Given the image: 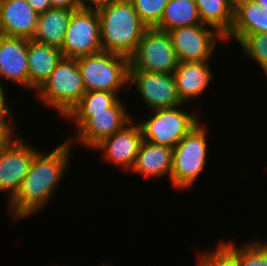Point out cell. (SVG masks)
<instances>
[{
  "label": "cell",
  "instance_id": "obj_1",
  "mask_svg": "<svg viewBox=\"0 0 267 266\" xmlns=\"http://www.w3.org/2000/svg\"><path fill=\"white\" fill-rule=\"evenodd\" d=\"M72 144L67 139L51 152L38 150L16 195L8 202L14 220L40 212L51 201L70 164ZM19 219V220H18Z\"/></svg>",
  "mask_w": 267,
  "mask_h": 266
},
{
  "label": "cell",
  "instance_id": "obj_2",
  "mask_svg": "<svg viewBox=\"0 0 267 266\" xmlns=\"http://www.w3.org/2000/svg\"><path fill=\"white\" fill-rule=\"evenodd\" d=\"M102 50L130 58L148 28L130 0H113L97 9Z\"/></svg>",
  "mask_w": 267,
  "mask_h": 266
},
{
  "label": "cell",
  "instance_id": "obj_3",
  "mask_svg": "<svg viewBox=\"0 0 267 266\" xmlns=\"http://www.w3.org/2000/svg\"><path fill=\"white\" fill-rule=\"evenodd\" d=\"M85 92L77 59L63 57L36 91V96L64 118L80 102Z\"/></svg>",
  "mask_w": 267,
  "mask_h": 266
},
{
  "label": "cell",
  "instance_id": "obj_4",
  "mask_svg": "<svg viewBox=\"0 0 267 266\" xmlns=\"http://www.w3.org/2000/svg\"><path fill=\"white\" fill-rule=\"evenodd\" d=\"M205 127V128H204ZM206 126L197 124L173 148L170 182L173 188L189 190L194 186L207 163Z\"/></svg>",
  "mask_w": 267,
  "mask_h": 266
},
{
  "label": "cell",
  "instance_id": "obj_5",
  "mask_svg": "<svg viewBox=\"0 0 267 266\" xmlns=\"http://www.w3.org/2000/svg\"><path fill=\"white\" fill-rule=\"evenodd\" d=\"M77 62L86 92L109 91L118 95L119 89H129V58L101 51L80 57Z\"/></svg>",
  "mask_w": 267,
  "mask_h": 266
},
{
  "label": "cell",
  "instance_id": "obj_6",
  "mask_svg": "<svg viewBox=\"0 0 267 266\" xmlns=\"http://www.w3.org/2000/svg\"><path fill=\"white\" fill-rule=\"evenodd\" d=\"M125 105L120 98L106 112L69 113L65 118L74 122L72 123L74 127L76 125V134L72 135V138H68L72 146L74 143L82 144L90 151L105 138L122 130L133 120Z\"/></svg>",
  "mask_w": 267,
  "mask_h": 266
},
{
  "label": "cell",
  "instance_id": "obj_7",
  "mask_svg": "<svg viewBox=\"0 0 267 266\" xmlns=\"http://www.w3.org/2000/svg\"><path fill=\"white\" fill-rule=\"evenodd\" d=\"M181 106L184 105L152 110L151 118L143 120V122L138 121L143 140L174 148L186 134L200 123L197 116L199 113L196 109L189 114Z\"/></svg>",
  "mask_w": 267,
  "mask_h": 266
},
{
  "label": "cell",
  "instance_id": "obj_8",
  "mask_svg": "<svg viewBox=\"0 0 267 266\" xmlns=\"http://www.w3.org/2000/svg\"><path fill=\"white\" fill-rule=\"evenodd\" d=\"M178 63L168 32L154 27L145 30L129 58V70L173 74Z\"/></svg>",
  "mask_w": 267,
  "mask_h": 266
},
{
  "label": "cell",
  "instance_id": "obj_9",
  "mask_svg": "<svg viewBox=\"0 0 267 266\" xmlns=\"http://www.w3.org/2000/svg\"><path fill=\"white\" fill-rule=\"evenodd\" d=\"M60 50L64 57L73 59L103 51L97 9L81 8L72 12Z\"/></svg>",
  "mask_w": 267,
  "mask_h": 266
},
{
  "label": "cell",
  "instance_id": "obj_10",
  "mask_svg": "<svg viewBox=\"0 0 267 266\" xmlns=\"http://www.w3.org/2000/svg\"><path fill=\"white\" fill-rule=\"evenodd\" d=\"M167 32L178 62L210 61L216 41H224L222 34L206 24L179 27Z\"/></svg>",
  "mask_w": 267,
  "mask_h": 266
},
{
  "label": "cell",
  "instance_id": "obj_11",
  "mask_svg": "<svg viewBox=\"0 0 267 266\" xmlns=\"http://www.w3.org/2000/svg\"><path fill=\"white\" fill-rule=\"evenodd\" d=\"M128 84L129 88L136 86L142 101L151 111L184 105L178 95L173 74L129 70Z\"/></svg>",
  "mask_w": 267,
  "mask_h": 266
},
{
  "label": "cell",
  "instance_id": "obj_12",
  "mask_svg": "<svg viewBox=\"0 0 267 266\" xmlns=\"http://www.w3.org/2000/svg\"><path fill=\"white\" fill-rule=\"evenodd\" d=\"M19 136L0 152V191L8 192V201L16 195L38 151Z\"/></svg>",
  "mask_w": 267,
  "mask_h": 266
},
{
  "label": "cell",
  "instance_id": "obj_13",
  "mask_svg": "<svg viewBox=\"0 0 267 266\" xmlns=\"http://www.w3.org/2000/svg\"><path fill=\"white\" fill-rule=\"evenodd\" d=\"M137 122L131 121L122 130L105 138L93 150H103V158L108 163L130 171L143 141L142 131Z\"/></svg>",
  "mask_w": 267,
  "mask_h": 266
},
{
  "label": "cell",
  "instance_id": "obj_14",
  "mask_svg": "<svg viewBox=\"0 0 267 266\" xmlns=\"http://www.w3.org/2000/svg\"><path fill=\"white\" fill-rule=\"evenodd\" d=\"M2 78L29 89L27 39L0 34V83Z\"/></svg>",
  "mask_w": 267,
  "mask_h": 266
},
{
  "label": "cell",
  "instance_id": "obj_15",
  "mask_svg": "<svg viewBox=\"0 0 267 266\" xmlns=\"http://www.w3.org/2000/svg\"><path fill=\"white\" fill-rule=\"evenodd\" d=\"M39 14L26 0H3L0 10V34L32 39Z\"/></svg>",
  "mask_w": 267,
  "mask_h": 266
},
{
  "label": "cell",
  "instance_id": "obj_16",
  "mask_svg": "<svg viewBox=\"0 0 267 266\" xmlns=\"http://www.w3.org/2000/svg\"><path fill=\"white\" fill-rule=\"evenodd\" d=\"M209 64V61L178 63L173 76L178 95L184 104L194 98L201 97L210 86L214 77Z\"/></svg>",
  "mask_w": 267,
  "mask_h": 266
},
{
  "label": "cell",
  "instance_id": "obj_17",
  "mask_svg": "<svg viewBox=\"0 0 267 266\" xmlns=\"http://www.w3.org/2000/svg\"><path fill=\"white\" fill-rule=\"evenodd\" d=\"M63 57L59 48L27 39L29 89L37 91Z\"/></svg>",
  "mask_w": 267,
  "mask_h": 266
},
{
  "label": "cell",
  "instance_id": "obj_18",
  "mask_svg": "<svg viewBox=\"0 0 267 266\" xmlns=\"http://www.w3.org/2000/svg\"><path fill=\"white\" fill-rule=\"evenodd\" d=\"M172 158L173 148L143 140L130 171L145 178H163L168 175L170 180Z\"/></svg>",
  "mask_w": 267,
  "mask_h": 266
},
{
  "label": "cell",
  "instance_id": "obj_19",
  "mask_svg": "<svg viewBox=\"0 0 267 266\" xmlns=\"http://www.w3.org/2000/svg\"><path fill=\"white\" fill-rule=\"evenodd\" d=\"M255 33H267V13L262 11V5L253 0H234L233 25L224 40L233 38L238 43L244 36Z\"/></svg>",
  "mask_w": 267,
  "mask_h": 266
},
{
  "label": "cell",
  "instance_id": "obj_20",
  "mask_svg": "<svg viewBox=\"0 0 267 266\" xmlns=\"http://www.w3.org/2000/svg\"><path fill=\"white\" fill-rule=\"evenodd\" d=\"M73 11L66 8L51 7L39 14L32 39L61 49Z\"/></svg>",
  "mask_w": 267,
  "mask_h": 266
},
{
  "label": "cell",
  "instance_id": "obj_21",
  "mask_svg": "<svg viewBox=\"0 0 267 266\" xmlns=\"http://www.w3.org/2000/svg\"><path fill=\"white\" fill-rule=\"evenodd\" d=\"M202 24L215 28L224 37L232 28L234 0H194Z\"/></svg>",
  "mask_w": 267,
  "mask_h": 266
},
{
  "label": "cell",
  "instance_id": "obj_22",
  "mask_svg": "<svg viewBox=\"0 0 267 266\" xmlns=\"http://www.w3.org/2000/svg\"><path fill=\"white\" fill-rule=\"evenodd\" d=\"M199 24L202 22L194 0H169L164 14L155 28L167 32L175 28Z\"/></svg>",
  "mask_w": 267,
  "mask_h": 266
},
{
  "label": "cell",
  "instance_id": "obj_23",
  "mask_svg": "<svg viewBox=\"0 0 267 266\" xmlns=\"http://www.w3.org/2000/svg\"><path fill=\"white\" fill-rule=\"evenodd\" d=\"M221 241L214 250L200 252L196 266H239V247L234 242Z\"/></svg>",
  "mask_w": 267,
  "mask_h": 266
},
{
  "label": "cell",
  "instance_id": "obj_24",
  "mask_svg": "<svg viewBox=\"0 0 267 266\" xmlns=\"http://www.w3.org/2000/svg\"><path fill=\"white\" fill-rule=\"evenodd\" d=\"M120 97L115 92L90 91L85 92L80 102L70 113H100L111 108Z\"/></svg>",
  "mask_w": 267,
  "mask_h": 266
},
{
  "label": "cell",
  "instance_id": "obj_25",
  "mask_svg": "<svg viewBox=\"0 0 267 266\" xmlns=\"http://www.w3.org/2000/svg\"><path fill=\"white\" fill-rule=\"evenodd\" d=\"M238 44L242 54L257 63L267 78V33L248 34Z\"/></svg>",
  "mask_w": 267,
  "mask_h": 266
},
{
  "label": "cell",
  "instance_id": "obj_26",
  "mask_svg": "<svg viewBox=\"0 0 267 266\" xmlns=\"http://www.w3.org/2000/svg\"><path fill=\"white\" fill-rule=\"evenodd\" d=\"M141 21L148 27H156L169 0H130Z\"/></svg>",
  "mask_w": 267,
  "mask_h": 266
},
{
  "label": "cell",
  "instance_id": "obj_27",
  "mask_svg": "<svg viewBox=\"0 0 267 266\" xmlns=\"http://www.w3.org/2000/svg\"><path fill=\"white\" fill-rule=\"evenodd\" d=\"M239 266H267V242H250L239 248Z\"/></svg>",
  "mask_w": 267,
  "mask_h": 266
},
{
  "label": "cell",
  "instance_id": "obj_28",
  "mask_svg": "<svg viewBox=\"0 0 267 266\" xmlns=\"http://www.w3.org/2000/svg\"><path fill=\"white\" fill-rule=\"evenodd\" d=\"M12 114L0 117V152L17 136ZM16 132V133H15ZM16 134V135H15Z\"/></svg>",
  "mask_w": 267,
  "mask_h": 266
},
{
  "label": "cell",
  "instance_id": "obj_29",
  "mask_svg": "<svg viewBox=\"0 0 267 266\" xmlns=\"http://www.w3.org/2000/svg\"><path fill=\"white\" fill-rule=\"evenodd\" d=\"M51 7L66 8L69 10L81 9L80 0H50Z\"/></svg>",
  "mask_w": 267,
  "mask_h": 266
},
{
  "label": "cell",
  "instance_id": "obj_30",
  "mask_svg": "<svg viewBox=\"0 0 267 266\" xmlns=\"http://www.w3.org/2000/svg\"><path fill=\"white\" fill-rule=\"evenodd\" d=\"M31 7L38 13H44L51 8L50 0H26Z\"/></svg>",
  "mask_w": 267,
  "mask_h": 266
},
{
  "label": "cell",
  "instance_id": "obj_31",
  "mask_svg": "<svg viewBox=\"0 0 267 266\" xmlns=\"http://www.w3.org/2000/svg\"><path fill=\"white\" fill-rule=\"evenodd\" d=\"M5 93L3 84L1 85L0 83V117L13 114L12 110H10L11 108H9L10 106L7 105L8 103Z\"/></svg>",
  "mask_w": 267,
  "mask_h": 266
},
{
  "label": "cell",
  "instance_id": "obj_32",
  "mask_svg": "<svg viewBox=\"0 0 267 266\" xmlns=\"http://www.w3.org/2000/svg\"><path fill=\"white\" fill-rule=\"evenodd\" d=\"M112 1L113 0H80V6L83 9H98Z\"/></svg>",
  "mask_w": 267,
  "mask_h": 266
},
{
  "label": "cell",
  "instance_id": "obj_33",
  "mask_svg": "<svg viewBox=\"0 0 267 266\" xmlns=\"http://www.w3.org/2000/svg\"><path fill=\"white\" fill-rule=\"evenodd\" d=\"M253 1L262 5V11L267 13V0H253Z\"/></svg>",
  "mask_w": 267,
  "mask_h": 266
},
{
  "label": "cell",
  "instance_id": "obj_34",
  "mask_svg": "<svg viewBox=\"0 0 267 266\" xmlns=\"http://www.w3.org/2000/svg\"><path fill=\"white\" fill-rule=\"evenodd\" d=\"M2 3H3V0H0V10H1Z\"/></svg>",
  "mask_w": 267,
  "mask_h": 266
},
{
  "label": "cell",
  "instance_id": "obj_35",
  "mask_svg": "<svg viewBox=\"0 0 267 266\" xmlns=\"http://www.w3.org/2000/svg\"><path fill=\"white\" fill-rule=\"evenodd\" d=\"M102 266H111L110 264H107V263H105V264H102Z\"/></svg>",
  "mask_w": 267,
  "mask_h": 266
}]
</instances>
